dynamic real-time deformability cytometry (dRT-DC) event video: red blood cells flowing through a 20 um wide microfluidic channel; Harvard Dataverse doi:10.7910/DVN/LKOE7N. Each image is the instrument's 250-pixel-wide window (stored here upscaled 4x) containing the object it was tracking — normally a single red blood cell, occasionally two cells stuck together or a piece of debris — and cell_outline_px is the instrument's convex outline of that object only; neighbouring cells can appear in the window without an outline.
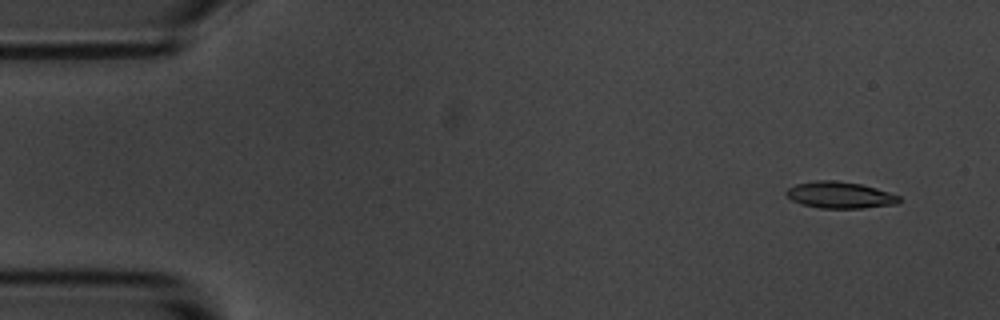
{"species": "common noctule bat (a hibernating species)", "species_latin": "Nyctalus noctula", "temperature_condition": "room temperature", "stored_images_in_passage": 5, "camera_frame_rate_fps": 3000, "um_per_image_px": 0.085, "animal": {"sex": "male", "body_mass_g": 20.1, "forearm_length_mm": 53.5}, "frame": {"image": 1, "passage_image": 1, "time_ms": 0.0, "image_size_px": [1000, 320], "cell_outline_px": [[900, 200], [896, 204], [864, 208], [820, 208], [800, 204], [792, 200], [784, 192], [788, 188], [796, 184], [816, 180], [836, 180], [860, 184], [876, 188], [900, 196]], "centroid_in_image_um": [71.37, 16.58], "position_along_channel_um": 13.6, "area_um2": 17.46}}